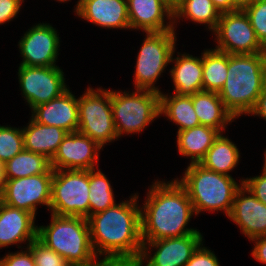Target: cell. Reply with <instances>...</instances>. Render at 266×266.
<instances>
[{
    "label": "cell",
    "instance_id": "7a4b0ae2",
    "mask_svg": "<svg viewBox=\"0 0 266 266\" xmlns=\"http://www.w3.org/2000/svg\"><path fill=\"white\" fill-rule=\"evenodd\" d=\"M170 181L155 180L147 191L141 207L142 241L201 233L198 229L186 227L196 215L193 204L179 182L176 179Z\"/></svg>",
    "mask_w": 266,
    "mask_h": 266
},
{
    "label": "cell",
    "instance_id": "5bb4252c",
    "mask_svg": "<svg viewBox=\"0 0 266 266\" xmlns=\"http://www.w3.org/2000/svg\"><path fill=\"white\" fill-rule=\"evenodd\" d=\"M57 30L49 23L32 26L18 42L23 58L19 65L49 67L57 66L60 39Z\"/></svg>",
    "mask_w": 266,
    "mask_h": 266
},
{
    "label": "cell",
    "instance_id": "8992f818",
    "mask_svg": "<svg viewBox=\"0 0 266 266\" xmlns=\"http://www.w3.org/2000/svg\"><path fill=\"white\" fill-rule=\"evenodd\" d=\"M134 92L111 90L113 121L118 139L124 135L141 133L160 115V93L135 89Z\"/></svg>",
    "mask_w": 266,
    "mask_h": 266
},
{
    "label": "cell",
    "instance_id": "9a60e30c",
    "mask_svg": "<svg viewBox=\"0 0 266 266\" xmlns=\"http://www.w3.org/2000/svg\"><path fill=\"white\" fill-rule=\"evenodd\" d=\"M96 141L79 131L67 133L50 160L53 170H92L98 167L100 150Z\"/></svg>",
    "mask_w": 266,
    "mask_h": 266
},
{
    "label": "cell",
    "instance_id": "44dd1931",
    "mask_svg": "<svg viewBox=\"0 0 266 266\" xmlns=\"http://www.w3.org/2000/svg\"><path fill=\"white\" fill-rule=\"evenodd\" d=\"M177 57H171L174 63L170 69V76L173 80L174 92L179 96H192L196 92L203 91V64L202 55L194 57L188 53H177Z\"/></svg>",
    "mask_w": 266,
    "mask_h": 266
},
{
    "label": "cell",
    "instance_id": "3957f363",
    "mask_svg": "<svg viewBox=\"0 0 266 266\" xmlns=\"http://www.w3.org/2000/svg\"><path fill=\"white\" fill-rule=\"evenodd\" d=\"M265 86L266 53L228 54L227 77L218 95L235 119L249 115Z\"/></svg>",
    "mask_w": 266,
    "mask_h": 266
},
{
    "label": "cell",
    "instance_id": "1f68e13d",
    "mask_svg": "<svg viewBox=\"0 0 266 266\" xmlns=\"http://www.w3.org/2000/svg\"><path fill=\"white\" fill-rule=\"evenodd\" d=\"M242 9L249 17L257 39L266 49V0H252Z\"/></svg>",
    "mask_w": 266,
    "mask_h": 266
},
{
    "label": "cell",
    "instance_id": "6da1fadb",
    "mask_svg": "<svg viewBox=\"0 0 266 266\" xmlns=\"http://www.w3.org/2000/svg\"><path fill=\"white\" fill-rule=\"evenodd\" d=\"M87 218L91 244L97 257L139 260L141 237V207L138 193Z\"/></svg>",
    "mask_w": 266,
    "mask_h": 266
},
{
    "label": "cell",
    "instance_id": "ab89813d",
    "mask_svg": "<svg viewBox=\"0 0 266 266\" xmlns=\"http://www.w3.org/2000/svg\"><path fill=\"white\" fill-rule=\"evenodd\" d=\"M214 6L221 12H233L241 9L234 0H212Z\"/></svg>",
    "mask_w": 266,
    "mask_h": 266
},
{
    "label": "cell",
    "instance_id": "ffe728a7",
    "mask_svg": "<svg viewBox=\"0 0 266 266\" xmlns=\"http://www.w3.org/2000/svg\"><path fill=\"white\" fill-rule=\"evenodd\" d=\"M36 217L23 209L13 208L4 203L0 206V249L9 245L27 246L37 238Z\"/></svg>",
    "mask_w": 266,
    "mask_h": 266
},
{
    "label": "cell",
    "instance_id": "484cf974",
    "mask_svg": "<svg viewBox=\"0 0 266 266\" xmlns=\"http://www.w3.org/2000/svg\"><path fill=\"white\" fill-rule=\"evenodd\" d=\"M160 115L177 124V132L200 125L191 96H179L175 93L171 96L160 92Z\"/></svg>",
    "mask_w": 266,
    "mask_h": 266
},
{
    "label": "cell",
    "instance_id": "ee69618b",
    "mask_svg": "<svg viewBox=\"0 0 266 266\" xmlns=\"http://www.w3.org/2000/svg\"><path fill=\"white\" fill-rule=\"evenodd\" d=\"M3 203L2 187H0V206Z\"/></svg>",
    "mask_w": 266,
    "mask_h": 266
},
{
    "label": "cell",
    "instance_id": "bcb514c9",
    "mask_svg": "<svg viewBox=\"0 0 266 266\" xmlns=\"http://www.w3.org/2000/svg\"><path fill=\"white\" fill-rule=\"evenodd\" d=\"M58 2H67V1H71V0H57Z\"/></svg>",
    "mask_w": 266,
    "mask_h": 266
},
{
    "label": "cell",
    "instance_id": "f6af8a7d",
    "mask_svg": "<svg viewBox=\"0 0 266 266\" xmlns=\"http://www.w3.org/2000/svg\"><path fill=\"white\" fill-rule=\"evenodd\" d=\"M264 167H266V151H264V164H263Z\"/></svg>",
    "mask_w": 266,
    "mask_h": 266
},
{
    "label": "cell",
    "instance_id": "4fadbf2b",
    "mask_svg": "<svg viewBox=\"0 0 266 266\" xmlns=\"http://www.w3.org/2000/svg\"><path fill=\"white\" fill-rule=\"evenodd\" d=\"M203 240L201 233H192L181 237L143 241L140 266H184L203 244ZM152 248L157 249L153 256L150 254Z\"/></svg>",
    "mask_w": 266,
    "mask_h": 266
},
{
    "label": "cell",
    "instance_id": "277c9868",
    "mask_svg": "<svg viewBox=\"0 0 266 266\" xmlns=\"http://www.w3.org/2000/svg\"><path fill=\"white\" fill-rule=\"evenodd\" d=\"M37 239L65 258L71 266H89L98 259L84 217L51 213L50 224L37 227Z\"/></svg>",
    "mask_w": 266,
    "mask_h": 266
},
{
    "label": "cell",
    "instance_id": "30bf717a",
    "mask_svg": "<svg viewBox=\"0 0 266 266\" xmlns=\"http://www.w3.org/2000/svg\"><path fill=\"white\" fill-rule=\"evenodd\" d=\"M217 45L214 49L228 54L266 53L261 45L249 17L241 8L221 13L218 26L213 31Z\"/></svg>",
    "mask_w": 266,
    "mask_h": 266
},
{
    "label": "cell",
    "instance_id": "52a82bcc",
    "mask_svg": "<svg viewBox=\"0 0 266 266\" xmlns=\"http://www.w3.org/2000/svg\"><path fill=\"white\" fill-rule=\"evenodd\" d=\"M139 50L134 74L135 89H147L161 92L156 81L170 64L175 54V30L163 32H148Z\"/></svg>",
    "mask_w": 266,
    "mask_h": 266
},
{
    "label": "cell",
    "instance_id": "60d3db41",
    "mask_svg": "<svg viewBox=\"0 0 266 266\" xmlns=\"http://www.w3.org/2000/svg\"><path fill=\"white\" fill-rule=\"evenodd\" d=\"M4 169H3V163L0 161V187L3 188L4 185Z\"/></svg>",
    "mask_w": 266,
    "mask_h": 266
},
{
    "label": "cell",
    "instance_id": "2e32d148",
    "mask_svg": "<svg viewBox=\"0 0 266 266\" xmlns=\"http://www.w3.org/2000/svg\"><path fill=\"white\" fill-rule=\"evenodd\" d=\"M228 218L238 225L249 240L266 236V204L259 201L243 185L235 193Z\"/></svg>",
    "mask_w": 266,
    "mask_h": 266
},
{
    "label": "cell",
    "instance_id": "8fae6325",
    "mask_svg": "<svg viewBox=\"0 0 266 266\" xmlns=\"http://www.w3.org/2000/svg\"><path fill=\"white\" fill-rule=\"evenodd\" d=\"M18 68L22 97L31 110L61 96L69 89L65 83L64 72L59 66L19 65Z\"/></svg>",
    "mask_w": 266,
    "mask_h": 266
},
{
    "label": "cell",
    "instance_id": "ba28073f",
    "mask_svg": "<svg viewBox=\"0 0 266 266\" xmlns=\"http://www.w3.org/2000/svg\"><path fill=\"white\" fill-rule=\"evenodd\" d=\"M78 98V131L96 141L102 148L118 140L114 126L111 89L89 87Z\"/></svg>",
    "mask_w": 266,
    "mask_h": 266
},
{
    "label": "cell",
    "instance_id": "e575fe53",
    "mask_svg": "<svg viewBox=\"0 0 266 266\" xmlns=\"http://www.w3.org/2000/svg\"><path fill=\"white\" fill-rule=\"evenodd\" d=\"M19 252L7 253L3 258L0 259V266H36L33 254L31 250L26 247Z\"/></svg>",
    "mask_w": 266,
    "mask_h": 266
},
{
    "label": "cell",
    "instance_id": "d6986e66",
    "mask_svg": "<svg viewBox=\"0 0 266 266\" xmlns=\"http://www.w3.org/2000/svg\"><path fill=\"white\" fill-rule=\"evenodd\" d=\"M31 118L37 123L56 126L68 133L78 131V98L68 89L61 96L34 107Z\"/></svg>",
    "mask_w": 266,
    "mask_h": 266
},
{
    "label": "cell",
    "instance_id": "d4e9b609",
    "mask_svg": "<svg viewBox=\"0 0 266 266\" xmlns=\"http://www.w3.org/2000/svg\"><path fill=\"white\" fill-rule=\"evenodd\" d=\"M239 159L240 151L236 144L220 133L199 164L214 172L231 176L229 172L237 167Z\"/></svg>",
    "mask_w": 266,
    "mask_h": 266
},
{
    "label": "cell",
    "instance_id": "f1b7e54d",
    "mask_svg": "<svg viewBox=\"0 0 266 266\" xmlns=\"http://www.w3.org/2000/svg\"><path fill=\"white\" fill-rule=\"evenodd\" d=\"M202 54L203 91L219 93L225 84L228 70V53L206 49Z\"/></svg>",
    "mask_w": 266,
    "mask_h": 266
},
{
    "label": "cell",
    "instance_id": "e0dca14e",
    "mask_svg": "<svg viewBox=\"0 0 266 266\" xmlns=\"http://www.w3.org/2000/svg\"><path fill=\"white\" fill-rule=\"evenodd\" d=\"M127 7L130 29L143 33L175 30L173 8L164 0H127Z\"/></svg>",
    "mask_w": 266,
    "mask_h": 266
},
{
    "label": "cell",
    "instance_id": "836d02e7",
    "mask_svg": "<svg viewBox=\"0 0 266 266\" xmlns=\"http://www.w3.org/2000/svg\"><path fill=\"white\" fill-rule=\"evenodd\" d=\"M242 185L248 189L259 201L266 204V167L258 176L241 179Z\"/></svg>",
    "mask_w": 266,
    "mask_h": 266
},
{
    "label": "cell",
    "instance_id": "83f0119b",
    "mask_svg": "<svg viewBox=\"0 0 266 266\" xmlns=\"http://www.w3.org/2000/svg\"><path fill=\"white\" fill-rule=\"evenodd\" d=\"M4 179H16L39 174H54L50 160L40 153L23 149L3 164Z\"/></svg>",
    "mask_w": 266,
    "mask_h": 266
},
{
    "label": "cell",
    "instance_id": "b9f144b4",
    "mask_svg": "<svg viewBox=\"0 0 266 266\" xmlns=\"http://www.w3.org/2000/svg\"><path fill=\"white\" fill-rule=\"evenodd\" d=\"M241 8L250 3L252 0H234Z\"/></svg>",
    "mask_w": 266,
    "mask_h": 266
},
{
    "label": "cell",
    "instance_id": "f546056e",
    "mask_svg": "<svg viewBox=\"0 0 266 266\" xmlns=\"http://www.w3.org/2000/svg\"><path fill=\"white\" fill-rule=\"evenodd\" d=\"M113 188L99 168L89 170V216L116 204Z\"/></svg>",
    "mask_w": 266,
    "mask_h": 266
},
{
    "label": "cell",
    "instance_id": "5b68a950",
    "mask_svg": "<svg viewBox=\"0 0 266 266\" xmlns=\"http://www.w3.org/2000/svg\"><path fill=\"white\" fill-rule=\"evenodd\" d=\"M179 184L186 190L196 216L200 212L224 211L228 217L232 211L234 196L243 182L209 170L199 163L189 164Z\"/></svg>",
    "mask_w": 266,
    "mask_h": 266
},
{
    "label": "cell",
    "instance_id": "d590c367",
    "mask_svg": "<svg viewBox=\"0 0 266 266\" xmlns=\"http://www.w3.org/2000/svg\"><path fill=\"white\" fill-rule=\"evenodd\" d=\"M201 244L184 266H220L217 256Z\"/></svg>",
    "mask_w": 266,
    "mask_h": 266
},
{
    "label": "cell",
    "instance_id": "9c48e42d",
    "mask_svg": "<svg viewBox=\"0 0 266 266\" xmlns=\"http://www.w3.org/2000/svg\"><path fill=\"white\" fill-rule=\"evenodd\" d=\"M89 170H54L50 213L89 217Z\"/></svg>",
    "mask_w": 266,
    "mask_h": 266
},
{
    "label": "cell",
    "instance_id": "603a6c76",
    "mask_svg": "<svg viewBox=\"0 0 266 266\" xmlns=\"http://www.w3.org/2000/svg\"><path fill=\"white\" fill-rule=\"evenodd\" d=\"M27 124L22 128L24 149L51 160L68 132L56 126L37 123L31 117Z\"/></svg>",
    "mask_w": 266,
    "mask_h": 266
},
{
    "label": "cell",
    "instance_id": "7402d4cb",
    "mask_svg": "<svg viewBox=\"0 0 266 266\" xmlns=\"http://www.w3.org/2000/svg\"><path fill=\"white\" fill-rule=\"evenodd\" d=\"M191 97L200 125L217 129L220 133H223L227 125L235 120L226 109L218 93L199 91Z\"/></svg>",
    "mask_w": 266,
    "mask_h": 266
},
{
    "label": "cell",
    "instance_id": "4316f807",
    "mask_svg": "<svg viewBox=\"0 0 266 266\" xmlns=\"http://www.w3.org/2000/svg\"><path fill=\"white\" fill-rule=\"evenodd\" d=\"M220 15L221 12L214 6L212 0H179L173 8L174 29L177 20L185 18L194 23L207 25L205 27L213 32L218 26Z\"/></svg>",
    "mask_w": 266,
    "mask_h": 266
},
{
    "label": "cell",
    "instance_id": "4dcf8cb0",
    "mask_svg": "<svg viewBox=\"0 0 266 266\" xmlns=\"http://www.w3.org/2000/svg\"><path fill=\"white\" fill-rule=\"evenodd\" d=\"M23 149L22 128L0 125V161L5 164Z\"/></svg>",
    "mask_w": 266,
    "mask_h": 266
},
{
    "label": "cell",
    "instance_id": "8d00e7d4",
    "mask_svg": "<svg viewBox=\"0 0 266 266\" xmlns=\"http://www.w3.org/2000/svg\"><path fill=\"white\" fill-rule=\"evenodd\" d=\"M22 3L21 0H0V25L13 21L20 12Z\"/></svg>",
    "mask_w": 266,
    "mask_h": 266
},
{
    "label": "cell",
    "instance_id": "f35d334b",
    "mask_svg": "<svg viewBox=\"0 0 266 266\" xmlns=\"http://www.w3.org/2000/svg\"><path fill=\"white\" fill-rule=\"evenodd\" d=\"M253 116H258L266 121V86L257 98L256 104L249 113Z\"/></svg>",
    "mask_w": 266,
    "mask_h": 266
},
{
    "label": "cell",
    "instance_id": "74e56055",
    "mask_svg": "<svg viewBox=\"0 0 266 266\" xmlns=\"http://www.w3.org/2000/svg\"><path fill=\"white\" fill-rule=\"evenodd\" d=\"M254 241V248L252 249L251 255L256 261L266 264V236H259L251 239Z\"/></svg>",
    "mask_w": 266,
    "mask_h": 266
},
{
    "label": "cell",
    "instance_id": "d6a6232c",
    "mask_svg": "<svg viewBox=\"0 0 266 266\" xmlns=\"http://www.w3.org/2000/svg\"><path fill=\"white\" fill-rule=\"evenodd\" d=\"M27 247L33 254L36 266H71L65 258L45 246L37 238Z\"/></svg>",
    "mask_w": 266,
    "mask_h": 266
},
{
    "label": "cell",
    "instance_id": "7c38bea8",
    "mask_svg": "<svg viewBox=\"0 0 266 266\" xmlns=\"http://www.w3.org/2000/svg\"><path fill=\"white\" fill-rule=\"evenodd\" d=\"M52 179L53 174L5 179L2 188L3 203L36 216L38 205L50 208Z\"/></svg>",
    "mask_w": 266,
    "mask_h": 266
},
{
    "label": "cell",
    "instance_id": "7bdbcfd3",
    "mask_svg": "<svg viewBox=\"0 0 266 266\" xmlns=\"http://www.w3.org/2000/svg\"><path fill=\"white\" fill-rule=\"evenodd\" d=\"M164 1L168 3L172 8H174L179 2V0H164Z\"/></svg>",
    "mask_w": 266,
    "mask_h": 266
},
{
    "label": "cell",
    "instance_id": "ac0fdd59",
    "mask_svg": "<svg viewBox=\"0 0 266 266\" xmlns=\"http://www.w3.org/2000/svg\"><path fill=\"white\" fill-rule=\"evenodd\" d=\"M75 15L87 22L109 29H128L127 0H79Z\"/></svg>",
    "mask_w": 266,
    "mask_h": 266
},
{
    "label": "cell",
    "instance_id": "cb8c5ba5",
    "mask_svg": "<svg viewBox=\"0 0 266 266\" xmlns=\"http://www.w3.org/2000/svg\"><path fill=\"white\" fill-rule=\"evenodd\" d=\"M220 132L217 129L199 125L177 132V147L180 155L190 158V164L200 163Z\"/></svg>",
    "mask_w": 266,
    "mask_h": 266
}]
</instances>
